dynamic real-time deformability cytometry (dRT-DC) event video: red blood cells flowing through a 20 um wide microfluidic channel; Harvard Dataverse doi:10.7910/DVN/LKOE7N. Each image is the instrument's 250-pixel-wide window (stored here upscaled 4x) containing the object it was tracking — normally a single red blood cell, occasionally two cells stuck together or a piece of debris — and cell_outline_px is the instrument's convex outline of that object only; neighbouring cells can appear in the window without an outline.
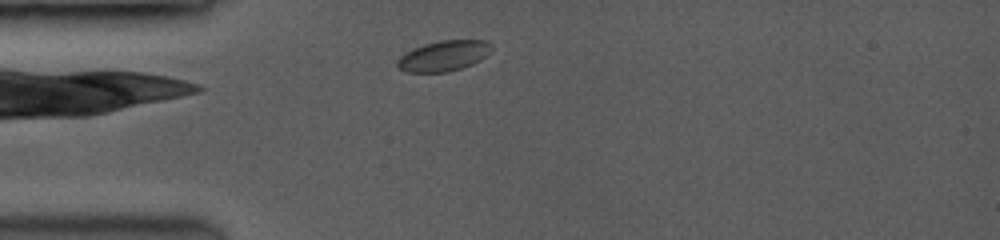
{"species": "common noctule bat (a hibernating species)", "species_latin": "Nyctalus noctula", "temperature_condition": "room temperature", "stored_images_in_passage": 2, "camera_frame_rate_fps": 3500, "um_per_image_px": 0.085, "animal": {"sex": "female", "body_mass_g": 19.0, "forearm_length_mm": 53.3}, "frame": {"image": 1, "passage_image": 2, "time_ms": 0.857, "image_size_px": [1000, 240], "cell_outline_px": [[492, 48], [484, 56], [472, 64], [460, 68], [444, 72], [408, 72], [400, 68], [396, 64], [396, 60], [400, 56], [412, 48], [424, 44], [440, 40], [484, 40], [492, 44]], "centroid_in_image_um": [37.68, 4.73], "position_along_channel_um": 47.3, "area_um2": 16.53}}